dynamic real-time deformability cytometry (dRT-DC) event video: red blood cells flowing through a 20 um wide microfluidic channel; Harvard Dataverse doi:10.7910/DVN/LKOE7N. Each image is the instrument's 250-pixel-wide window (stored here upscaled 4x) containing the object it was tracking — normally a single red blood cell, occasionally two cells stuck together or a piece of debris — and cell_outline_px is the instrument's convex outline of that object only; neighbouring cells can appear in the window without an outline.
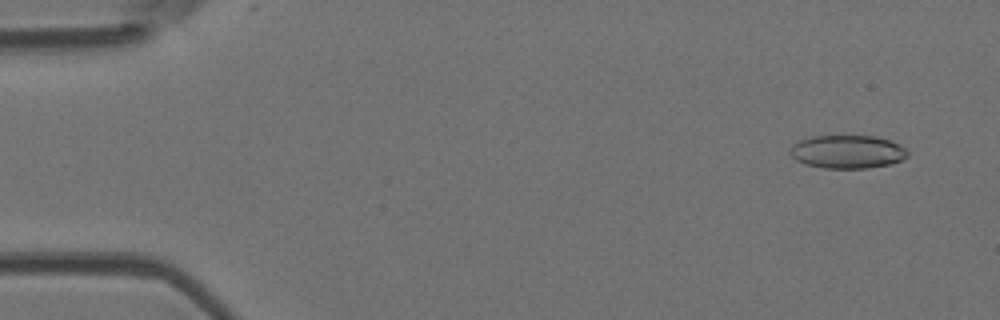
{"species": "Egyptian fruit bat (a non-hibernating species)", "species_latin": "Rousettus aegyptiacus", "temperature_condition": "room temperature", "stored_images_in_passage": 6, "camera_frame_rate_fps": 3000, "um_per_image_px": 0.085, "animal": {"sex": "female"}, "frame": {"image": 1, "passage_image": 1, "time_ms": 0.0, "image_size_px": [1000, 320], "cell_outline_px": [[908, 156], [892, 164], [868, 168], [824, 168], [804, 164], [796, 160], [788, 152], [792, 144], [800, 140], [812, 136], [872, 136], [888, 140], [900, 144], [908, 152]], "centroid_in_image_um": [72.0, 12.9], "position_along_channel_um": 13.0, "area_um2": 22.83}}
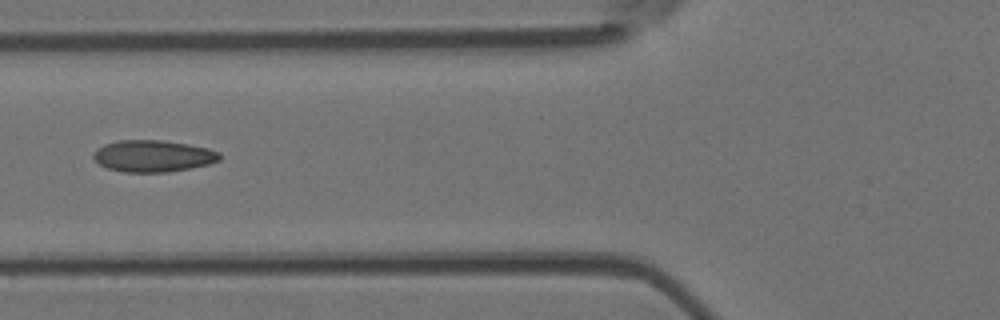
{"frame": {"image": 2, "passage_image": 5, "time_ms": 5.667, "image_size_px": [1000, 320], "cell_outline_px": [[220, 160], [208, 164], [168, 172], [124, 172], [108, 168], [100, 164], [92, 156], [96, 148], [104, 144], [120, 140], [164, 140], [188, 144], [208, 148], [220, 152]], "centroid_in_image_um": [13.01, 13.25], "position_along_channel_um": 112.8, "area_um2": 23.29}}
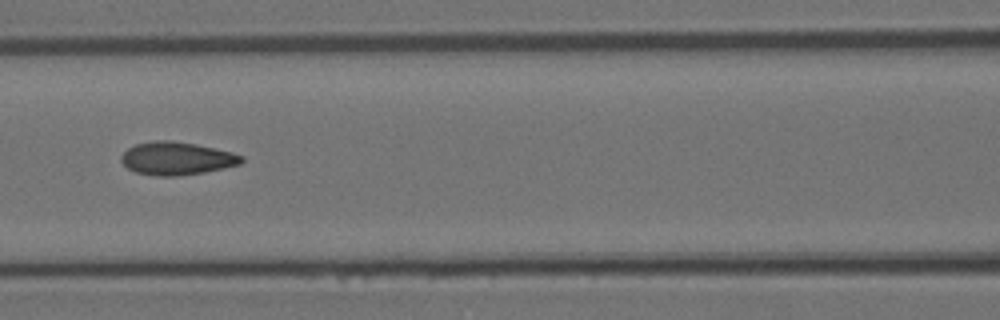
{"frame": {"image": 3, "passage_image": 6, "time_ms": 6.667, "image_size_px": [1000, 320], "cell_outline_px": [[244, 160], [240, 164], [224, 168], [204, 172], [176, 176], [156, 176], [136, 172], [128, 168], [120, 160], [120, 156], [128, 148], [136, 144], [156, 140], [172, 140], [196, 144], [232, 152], [244, 156]], "centroid_in_image_um": [15.03, 13.46], "position_along_channel_um": 151.6, "area_um2": 23.12}}